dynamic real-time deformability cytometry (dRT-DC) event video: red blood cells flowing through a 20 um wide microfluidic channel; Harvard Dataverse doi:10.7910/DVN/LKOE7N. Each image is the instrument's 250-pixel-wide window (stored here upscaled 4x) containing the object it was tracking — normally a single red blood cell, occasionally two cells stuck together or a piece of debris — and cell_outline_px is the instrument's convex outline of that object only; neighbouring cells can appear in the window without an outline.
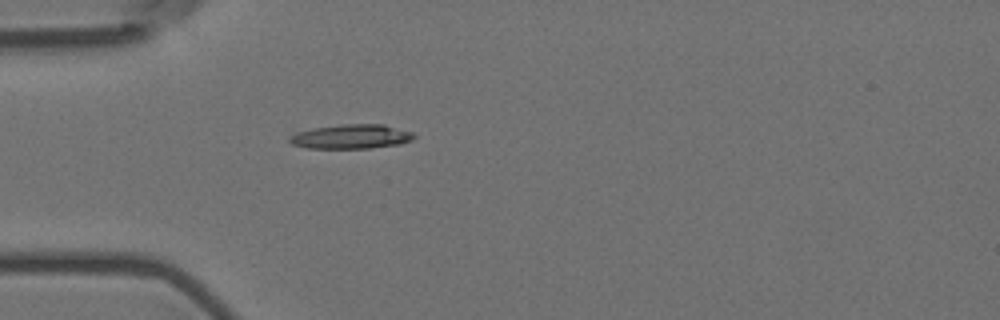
{"species": "Egyptian fruit bat (a non-hibernating species)", "species_latin": "Rousettus aegyptiacus", "temperature_condition": "room temperature", "stored_images_in_passage": 4, "camera_frame_rate_fps": 3000, "um_per_image_px": 0.085, "animal": {"sex": "female"}, "frame": {"image": 1, "passage_image": 4, "time_ms": 1.0, "image_size_px": [1000, 320], "cell_outline_px": [[416, 136], [412, 140], [400, 144], [368, 148], [308, 148], [292, 144], [288, 140], [288, 136], [296, 132], [312, 128], [344, 124], [384, 124], [412, 132]], "centroid_in_image_um": [29.84, 11.6], "position_along_channel_um": 55.2, "area_um2": 17.69}}